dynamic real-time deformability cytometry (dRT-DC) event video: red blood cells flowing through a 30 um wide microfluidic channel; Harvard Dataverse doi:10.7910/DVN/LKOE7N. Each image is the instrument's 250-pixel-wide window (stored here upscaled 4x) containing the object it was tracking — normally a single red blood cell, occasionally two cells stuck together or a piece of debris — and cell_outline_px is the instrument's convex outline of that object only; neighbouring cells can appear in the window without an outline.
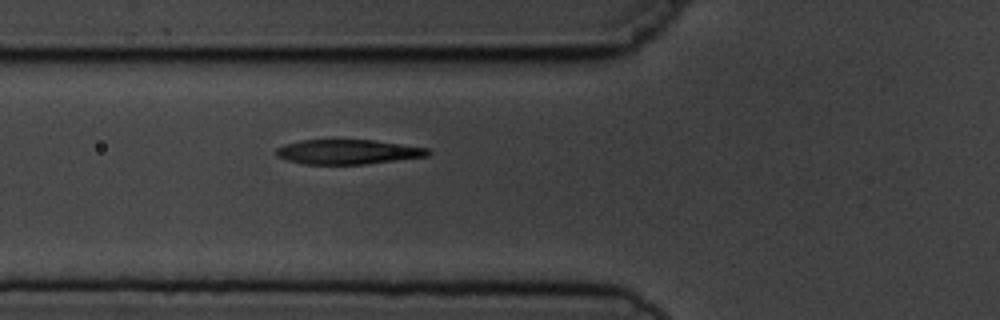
{"species": "common noctule bat (a hibernating species)", "species_latin": "Nyctalus noctula", "temperature_condition": "cold", "stored_images_in_passage": 2, "camera_frame_rate_fps": 3000, "um_per_image_px": 0.085, "animal": {"sex": "male", "body_mass_g": 19.5, "forearm_length_mm": 54.6}, "frame": {"image": 1, "passage_image": 2, "time_ms": 1.0, "image_size_px": [1000, 320], "cell_outline_px": [[432, 152], [428, 156], [364, 164], [304, 164], [288, 160], [276, 156], [276, 148], [284, 144], [300, 140], [376, 140], [428, 148]], "centroid_in_image_um": [29.57, 12.9], "position_along_channel_um": 96.2, "area_um2": 21.79}}